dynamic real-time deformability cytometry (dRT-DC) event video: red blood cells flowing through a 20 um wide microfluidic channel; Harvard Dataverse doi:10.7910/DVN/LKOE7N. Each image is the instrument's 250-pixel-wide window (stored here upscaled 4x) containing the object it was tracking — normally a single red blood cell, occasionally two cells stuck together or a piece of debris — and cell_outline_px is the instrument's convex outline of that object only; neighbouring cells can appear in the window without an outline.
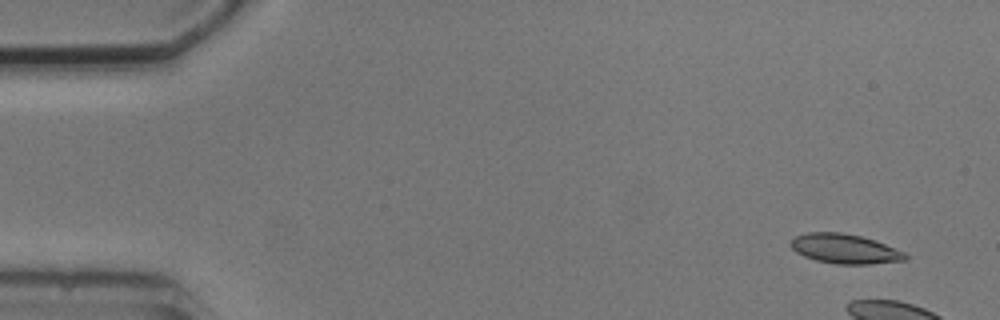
{"species": "common noctule bat (a hibernating species)", "species_latin": "Nyctalus noctula", "temperature_condition": "cold", "stored_images_in_passage": 6, "camera_frame_rate_fps": 3000, "um_per_image_px": 0.085, "animal": {"sex": "male", "body_mass_g": 20.5, "forearm_length_mm": 52.5}, "frame": {"image": 1, "passage_image": 1, "time_ms": 0.0, "image_size_px": [1000, 320], "cell_outline_px": [[908, 256], [904, 260], [868, 264], [836, 264], [816, 260], [804, 256], [796, 252], [788, 244], [796, 236], [808, 232], [840, 232], [860, 236], [884, 244], [904, 252]], "centroid_in_image_um": [71.76, 21.15], "position_along_channel_um": 13.2, "area_um2": 19.48}}
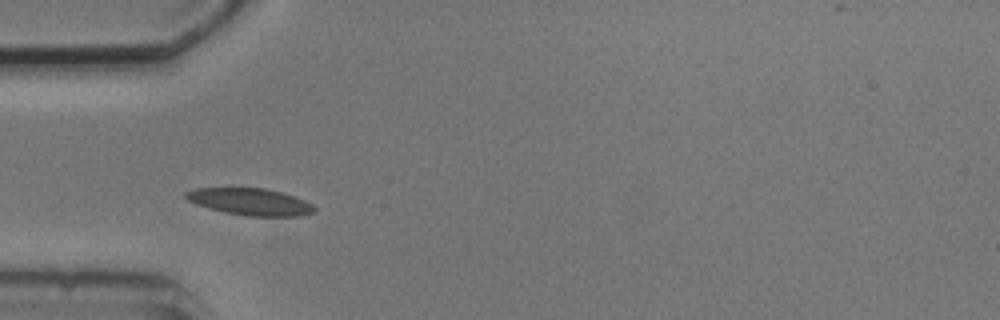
{"frame": {"image": 2, "passage_image": 5, "time_ms": 5.333, "image_size_px": [1000, 320], "cell_outline_px": [[316, 212], [300, 216], [244, 216], [224, 212], [196, 204], [188, 200], [184, 196], [184, 192], [196, 188], [264, 188], [280, 192], [304, 200], [312, 204], [316, 208]], "centroid_in_image_um": [21.27, 17.15], "position_along_channel_um": 63.7, "area_um2": 20.11}}
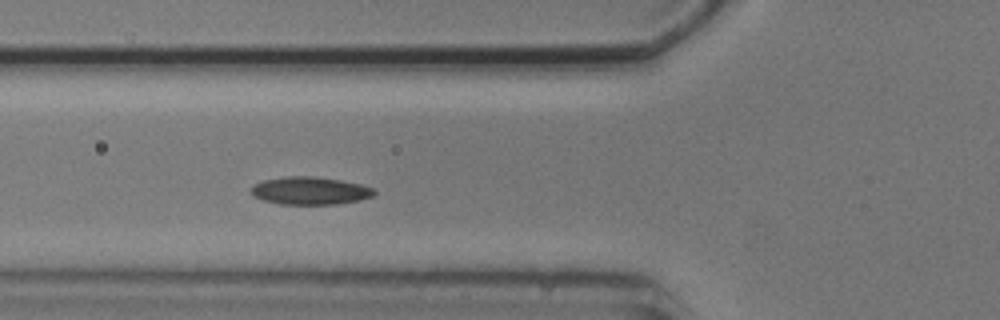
{"frame": {"image": 3, "passage_image": 6, "time_ms": 6.333, "image_size_px": [1000, 320], "cell_outline_px": [[376, 192], [372, 196], [360, 200], [336, 204], [280, 204], [264, 200], [252, 196], [252, 184], [264, 180], [284, 176], [312, 176], [340, 180], [360, 184], [372, 188]], "centroid_in_image_um": [26.33, 16.21], "position_along_channel_um": 99.5, "area_um2": 19.83}}